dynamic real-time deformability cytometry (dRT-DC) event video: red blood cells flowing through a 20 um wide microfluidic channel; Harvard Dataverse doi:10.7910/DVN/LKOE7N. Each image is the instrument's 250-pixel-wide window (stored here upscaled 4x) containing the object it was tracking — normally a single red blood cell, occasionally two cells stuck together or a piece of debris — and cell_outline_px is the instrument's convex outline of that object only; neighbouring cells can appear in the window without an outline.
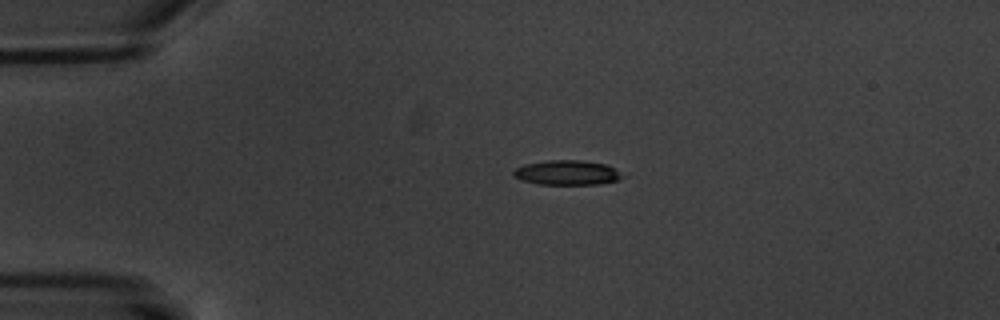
{"species": "common noctule bat (a hibernating species)", "species_latin": "Nyctalus noctula", "temperature_condition": "warm", "stored_images_in_passage": 4, "camera_frame_rate_fps": 3000, "um_per_image_px": 0.085, "animal": {"sex": "male", "body_mass_g": 20.1, "forearm_length_mm": 53.5}, "frame": {"image": 1, "passage_image": 1, "time_ms": 0.0, "image_size_px": [1000, 320], "cell_outline_px": [[628, 176], [620, 180], [600, 184], [536, 184], [512, 176], [512, 172], [516, 168], [524, 164], [548, 160], [580, 160], [608, 164]], "centroid_in_image_um": [48.27, 14.67], "position_along_channel_um": 36.7, "area_um2": 15.95}}